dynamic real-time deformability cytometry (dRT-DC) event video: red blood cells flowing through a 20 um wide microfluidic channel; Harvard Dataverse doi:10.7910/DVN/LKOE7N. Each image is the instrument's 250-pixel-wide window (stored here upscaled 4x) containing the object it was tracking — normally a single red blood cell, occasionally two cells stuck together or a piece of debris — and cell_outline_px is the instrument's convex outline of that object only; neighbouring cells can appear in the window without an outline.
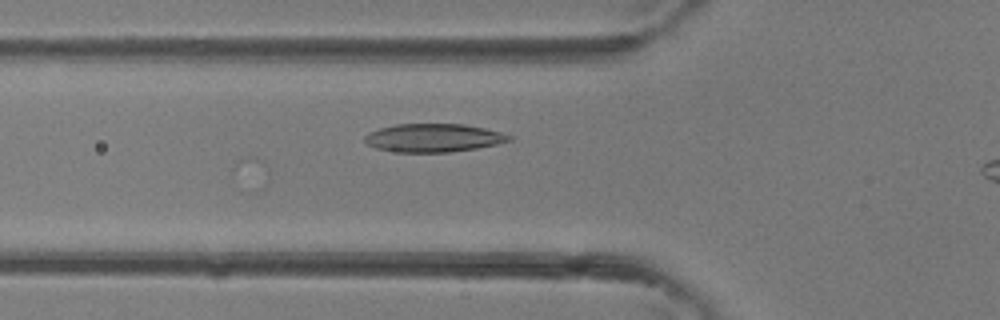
{"species": "common noctule bat (a hibernating species)", "species_latin": "Nyctalus noctula", "temperature_condition": "room temperature", "stored_images_in_passage": 3, "camera_frame_rate_fps": 3000, "um_per_image_px": 0.085, "animal": {"sex": "female"}, "frame": {"image": 1, "passage_image": 2, "time_ms": 0.333, "image_size_px": [1000, 320], "cell_outline_px": [[512, 140], [496, 144], [476, 148], [448, 152], [400, 152], [376, 148], [368, 144], [364, 140], [364, 136], [368, 132], [380, 128], [396, 124], [464, 124], [484, 128], [500, 132], [512, 136]], "centroid_in_image_um": [36.83, 11.71], "position_along_channel_um": 89.0, "area_um2": 23.64}}